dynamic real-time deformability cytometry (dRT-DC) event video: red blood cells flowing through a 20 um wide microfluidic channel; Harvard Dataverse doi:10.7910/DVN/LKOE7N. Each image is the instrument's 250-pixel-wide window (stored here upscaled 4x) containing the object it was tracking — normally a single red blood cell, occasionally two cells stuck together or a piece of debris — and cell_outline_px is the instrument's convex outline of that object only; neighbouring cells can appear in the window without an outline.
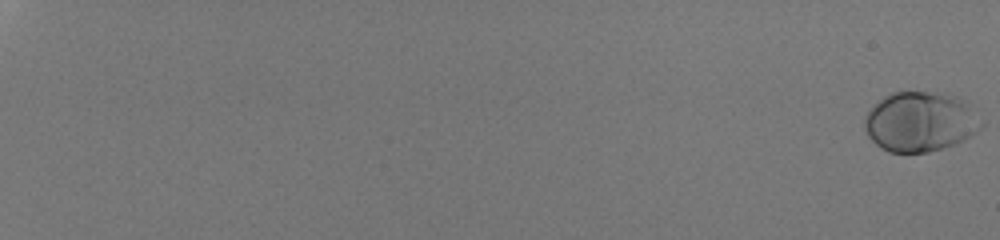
{"species": "human", "species_latin": "Homo sapiens", "temperature_condition": "room temperature", "stored_images_in_passage": 39, "camera_frame_rate_fps": 3000, "um_per_image_px": 0.085, "donor": {"sex": "male"}, "frame": {"image": 1, "passage_image": 1, "time_ms": 0.0, "image_size_px": [1000, 240], "cell_outline_px": [[984, 124], [980, 128], [964, 140], [944, 148], [928, 152], [888, 152], [876, 144], [868, 136], [864, 128], [864, 116], [884, 96], [892, 92], [924, 92], [956, 96]], "centroid_in_image_um": [78.16, 10.37], "position_along_channel_um": 6.8, "area_um2": 39.94}}
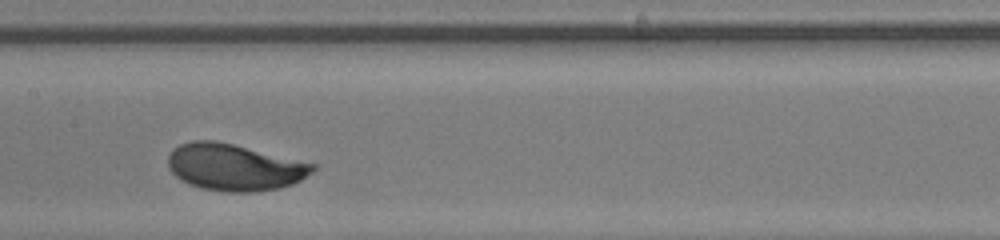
{"frame": {"image": 2, "passage_image": 24, "time_ms": 7.667, "image_size_px": [1000, 240], "cell_outline_px": [[316, 168], [312, 172], [300, 180], [292, 184], [280, 188], [256, 192], [228, 192], [200, 188], [188, 184], [180, 180], [168, 168], [168, 156], [172, 148], [180, 144], [192, 140], [216, 140], [316, 164]], "centroid_in_image_um": [19.89, 14.21], "position_along_channel_um": 187.5, "area_um2": 39.54}}
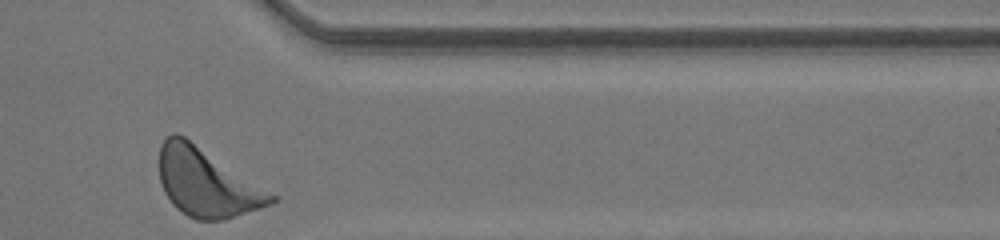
{"frame": {"image": 3, "passage_image": 39, "time_ms": 12.667, "image_size_px": [1000, 240], "cell_outline_px": [[280, 196], [272, 204], [224, 220], [196, 220], [188, 216], [176, 208], [172, 204], [164, 192], [160, 184], [160, 144], [172, 132], [176, 132], [184, 136]], "centroid_in_image_um": [17.6, 15.52], "position_along_channel_um": 393.8, "area_um2": 44.74}, "authors_computed_cell_mechanics": {"area_um2": 38.6104, "velocity_mm_per_s": 4.1785, "shape_relaxation_time_tau1_ms": 1.6199, "shape_relaxation_time_tau2_ms": null, "deformation_change_tau1": 0.1203, "deformation_change_tau2": null}}